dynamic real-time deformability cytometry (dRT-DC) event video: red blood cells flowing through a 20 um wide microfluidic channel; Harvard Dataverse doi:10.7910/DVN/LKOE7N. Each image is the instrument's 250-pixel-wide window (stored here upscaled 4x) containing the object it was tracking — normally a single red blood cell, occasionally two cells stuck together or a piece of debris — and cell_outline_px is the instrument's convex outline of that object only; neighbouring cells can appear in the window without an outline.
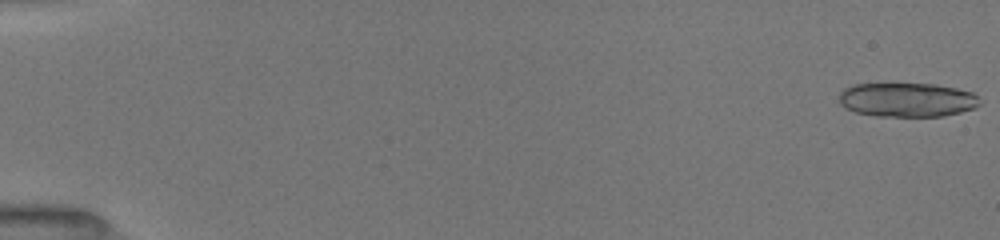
{"species": "common noctule bat (a hibernating species)", "species_latin": "Nyctalus noctula", "temperature_condition": "room temperature", "stored_images_in_passage": 25, "camera_frame_rate_fps": 3000, "um_per_image_px": 0.085, "animal": {"sex": "female", "body_mass_g": 19.5, "forearm_length_mm": 54.1}, "frame": {"image": 1, "passage_image": 1, "time_ms": 0.0, "image_size_px": [1000, 240], "cell_outline_px": [[984, 100], [976, 108], [944, 116], [876, 116], [856, 112], [844, 108], [840, 104], [840, 92], [844, 88], [852, 84], [936, 84], [956, 88], [972, 92]], "centroid_in_image_um": [77.14, 8.48], "position_along_channel_um": 7.9, "area_um2": 28.26}}
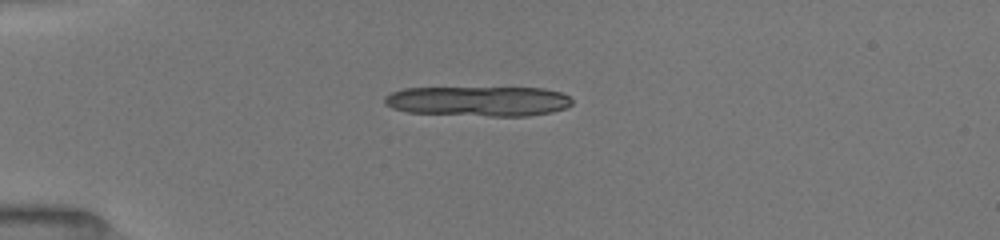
{"frame": {"image": 2, "passage_image": 10, "time_ms": 4.333, "image_size_px": [1000, 240], "cell_outline_px": [[572, 104], [564, 108], [552, 112], [528, 116], [488, 116], [408, 112], [392, 108], [384, 104], [384, 96], [392, 92], [404, 88], [544, 88], [560, 92], [568, 96], [572, 100]], "centroid_in_image_um": [40.66, 8.6], "position_along_channel_um": 44.3, "area_um2": 32.77}}
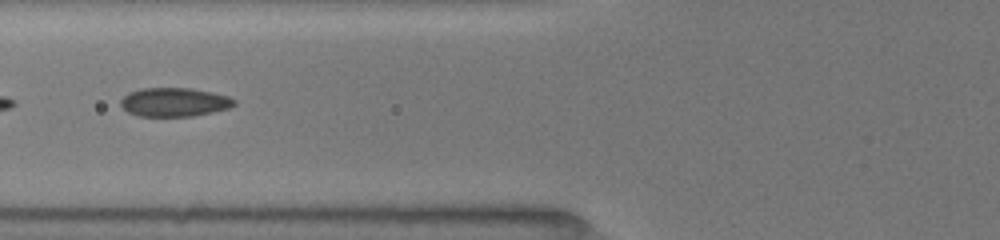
{"frame": {"image": 3, "passage_image": 18, "time_ms": 7.0, "image_size_px": [1000, 240], "cell_outline_px": [[236, 104], [228, 108], [212, 112], [192, 116], [136, 116], [128, 112], [120, 104], [120, 100], [128, 92], [140, 88], [192, 88], [212, 92], [228, 96], [236, 100]], "centroid_in_image_um": [14.8, 8.67], "position_along_channel_um": 111.0, "area_um2": 19.13}}